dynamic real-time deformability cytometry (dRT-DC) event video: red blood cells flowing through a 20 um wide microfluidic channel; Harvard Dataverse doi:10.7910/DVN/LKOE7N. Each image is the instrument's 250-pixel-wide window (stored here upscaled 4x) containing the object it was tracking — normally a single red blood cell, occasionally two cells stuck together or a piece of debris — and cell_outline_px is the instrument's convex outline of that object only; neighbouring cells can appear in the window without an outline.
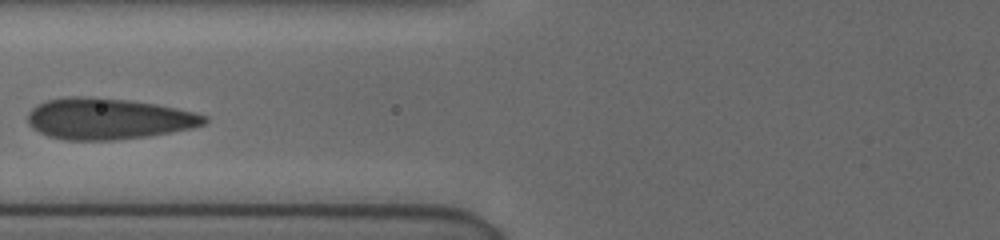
{"species": "human", "species_latin": "Homo sapiens", "temperature_condition": "cold", "stored_images_in_passage": 11, "camera_frame_rate_fps": 3000, "um_per_image_px": 0.085, "donor": {"sex": "female"}, "frame": {"image": 1, "passage_image": 5, "time_ms": 2.0, "image_size_px": [1000, 240], "cell_outline_px": [[208, 120], [204, 124], [192, 128], [148, 136], [116, 140], [64, 140], [48, 136], [32, 128], [28, 124], [28, 112], [36, 104], [48, 100], [64, 96], [88, 96], [128, 100], [156, 104], [176, 108], [208, 116]], "centroid_in_image_um": [9.16, 10.09], "position_along_channel_um": 116.6, "area_um2": 42.54}}
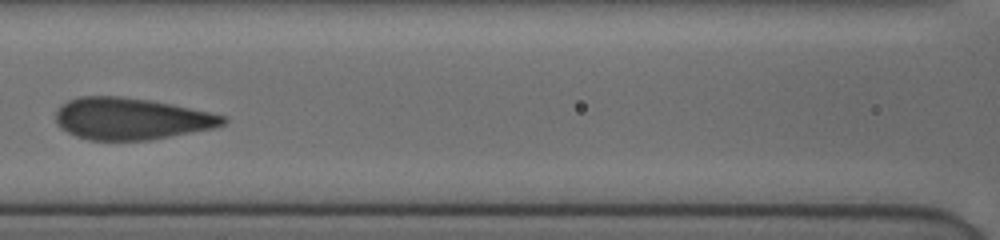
{"frame": {"image": 2, "passage_image": 7, "time_ms": 3.0, "image_size_px": [1000, 240], "cell_outline_px": [[228, 120], [224, 124], [212, 128], [152, 140], [88, 140], [76, 136], [60, 128], [56, 124], [56, 112], [68, 100], [80, 96], [120, 96], [152, 100], [228, 116]], "centroid_in_image_um": [11.15, 10.09], "position_along_channel_um": 155.4, "area_um2": 40.75}}